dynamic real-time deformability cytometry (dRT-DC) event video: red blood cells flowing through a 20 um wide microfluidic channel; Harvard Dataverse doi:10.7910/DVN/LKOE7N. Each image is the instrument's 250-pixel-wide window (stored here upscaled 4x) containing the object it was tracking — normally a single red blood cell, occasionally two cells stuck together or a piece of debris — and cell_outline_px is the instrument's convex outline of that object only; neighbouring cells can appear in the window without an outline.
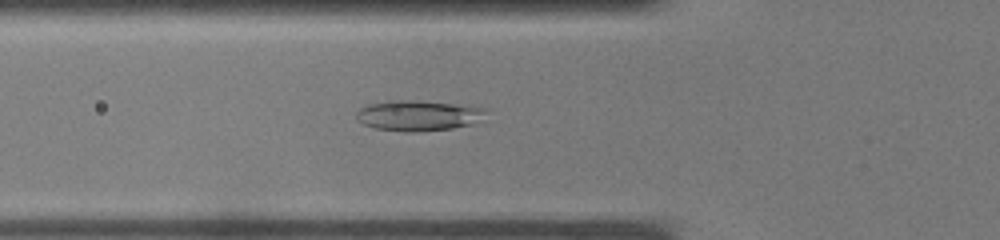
{"species": "common noctule bat (a hibernating species)", "species_latin": "Nyctalus noctula", "temperature_condition": "warm", "stored_images_in_passage": 30, "camera_frame_rate_fps": 3000, "um_per_image_px": 0.085, "animal": {"sex": "male", "body_mass_g": 19.0, "forearm_length_mm": 50.8}, "frame": {"image": 1, "passage_image": 6, "time_ms": 1.667, "image_size_px": [1000, 240], "cell_outline_px": [[488, 112], [472, 124], [452, 128], [420, 132], [404, 132], [376, 128], [364, 124], [356, 120], [356, 112], [360, 108], [368, 104], [392, 100], [408, 100], [452, 104], [488, 108]], "centroid_in_image_um": [35.52, 9.83], "position_along_channel_um": 90.3, "area_um2": 22.89}}
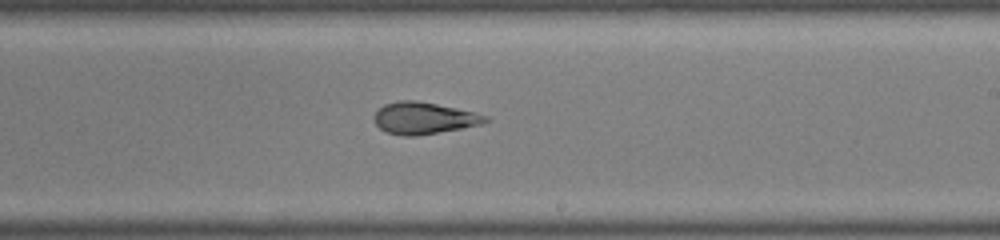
{"frame": {"image": 2, "passage_image": 15, "time_ms": 4.667, "image_size_px": [1000, 240], "cell_outline_px": [[492, 120], [480, 124], [460, 128], [416, 136], [400, 136], [388, 132], [380, 128], [376, 124], [376, 112], [384, 104], [400, 100], [416, 100], [456, 108], [488, 116]], "centroid_in_image_um": [36.04, 10.04], "position_along_channel_um": 253.0, "area_um2": 20.29}}
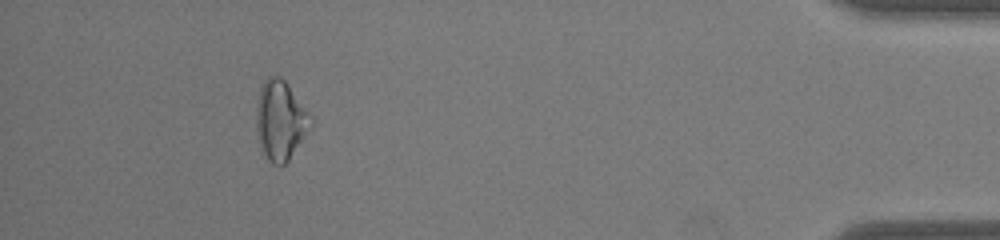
{"frame": {"image": 3, "passage_image": 27, "time_ms": 8.667, "image_size_px": [1000, 240], "cell_outline_px": [[312, 124], [288, 160], [284, 164], [272, 164], [260, 152], [256, 124], [256, 100], [260, 84], [268, 76], [280, 76], [284, 80], [312, 116]], "centroid_in_image_um": [23.78, 10.21], "position_along_channel_um": 411.4, "area_um2": 25.26}}